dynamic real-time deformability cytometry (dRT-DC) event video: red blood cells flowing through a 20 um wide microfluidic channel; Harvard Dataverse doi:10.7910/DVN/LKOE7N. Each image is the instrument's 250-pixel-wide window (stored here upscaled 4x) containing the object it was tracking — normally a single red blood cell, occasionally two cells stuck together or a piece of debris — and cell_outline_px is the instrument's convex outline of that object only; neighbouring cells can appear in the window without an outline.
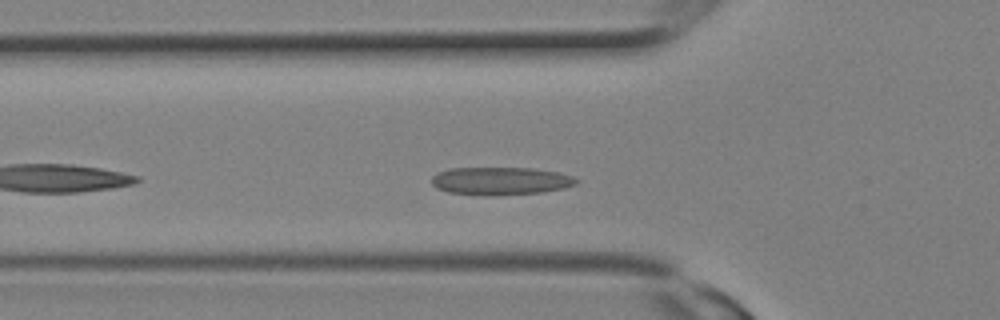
{"species": "Egyptian fruit bat (a non-hibernating species)", "species_latin": "Rousettus aegyptiacus", "temperature_condition": "room temperature", "stored_images_in_passage": 8, "camera_frame_rate_fps": 3000, "um_per_image_px": 0.085, "animal": {"sex": "female"}, "frame": {"image": 1, "passage_image": 6, "time_ms": 1.667, "image_size_px": [1000, 320], "cell_outline_px": [[580, 180], [576, 184], [564, 188], [540, 192], [448, 192], [436, 188], [432, 184], [432, 176], [436, 172], [448, 168], [532, 168], [556, 172], [572, 176]], "centroid_in_image_um": [42.55, 15.31], "position_along_channel_um": 83.2, "area_um2": 22.2}}
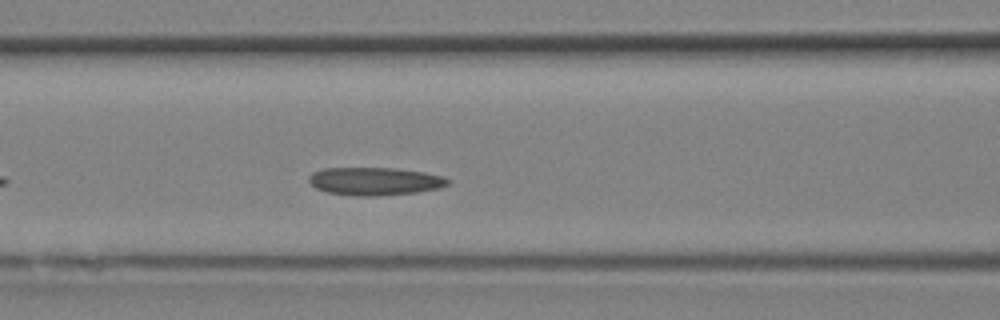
{"frame": {"image": 2, "passage_image": 8, "time_ms": 2.333, "image_size_px": [1000, 320], "cell_outline_px": [[452, 180], [448, 184], [440, 188], [416, 192], [376, 196], [356, 196], [328, 192], [316, 188], [308, 180], [308, 176], [312, 172], [324, 168], [392, 168], [424, 172], [444, 176]], "centroid_in_image_um": [31.87, 15.4], "position_along_channel_um": 134.7, "area_um2": 22.66}}